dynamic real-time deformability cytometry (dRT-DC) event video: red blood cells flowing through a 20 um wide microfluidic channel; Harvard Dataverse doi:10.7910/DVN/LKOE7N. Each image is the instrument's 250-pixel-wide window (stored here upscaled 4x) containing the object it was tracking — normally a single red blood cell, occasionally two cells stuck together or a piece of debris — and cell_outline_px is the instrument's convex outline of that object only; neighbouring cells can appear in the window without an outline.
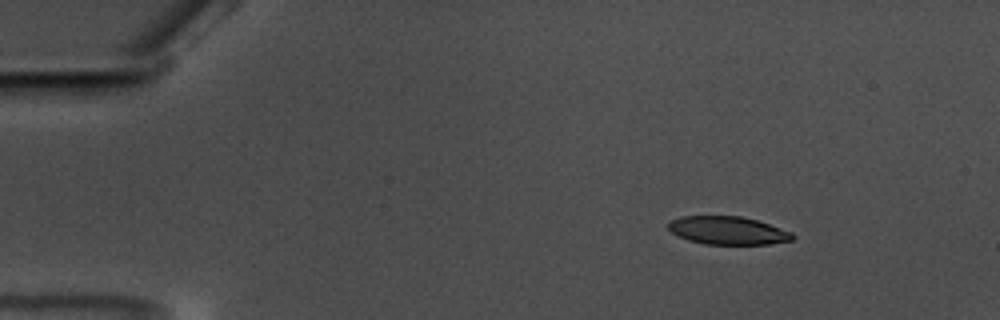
{"species": "common noctule bat (a hibernating species)", "species_latin": "Nyctalus noctula", "temperature_condition": "warm", "stored_images_in_passage": 54, "camera_frame_rate_fps": 3000, "um_per_image_px": 0.085, "animal": {"sex": "male", "body_mass_g": 17.5, "forearm_length_mm": 52.3}, "frame": {"image": 1, "passage_image": 4, "time_ms": 1.0, "image_size_px": [1000, 320], "cell_outline_px": [[796, 236], [792, 240], [768, 244], [704, 244], [688, 240], [672, 232], [668, 228], [668, 220], [680, 216], [740, 216], [756, 220], [792, 232]], "centroid_in_image_um": [61.84, 19.59], "position_along_channel_um": 23.2, "area_um2": 20.29}}
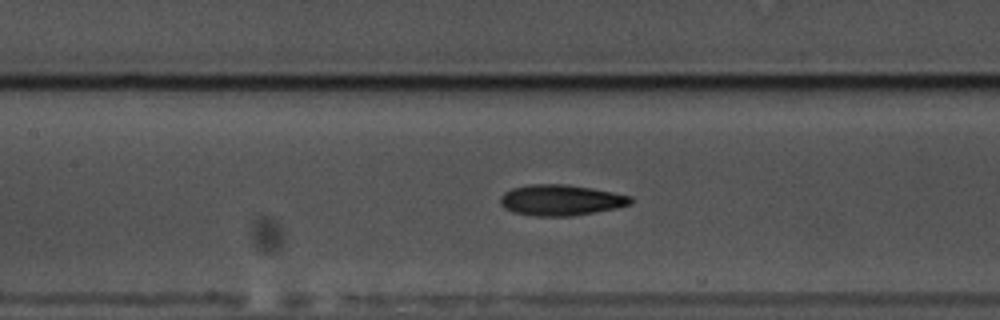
{"frame": {"image": 2, "passage_image": 23, "time_ms": 7.333, "image_size_px": [1000, 320], "cell_outline_px": [[632, 204], [616, 208], [572, 216], [532, 216], [512, 212], [504, 208], [500, 204], [500, 196], [504, 192], [512, 188], [532, 184], [568, 184], [592, 188], [632, 196]], "centroid_in_image_um": [47.65, 17.01], "position_along_channel_um": 159.8, "area_um2": 23.58}}
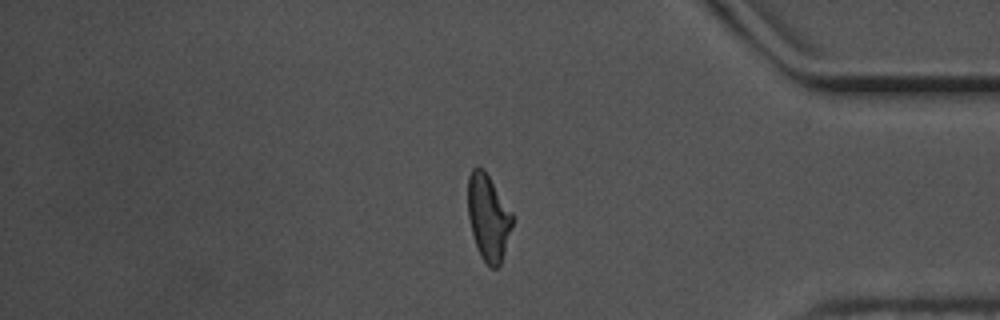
{"frame": {"image": 3, "passage_image": 45, "time_ms": 14.667, "image_size_px": [1000, 320], "cell_outline_px": [[512, 224], [504, 252], [500, 264], [496, 268], [492, 268], [480, 256], [472, 232], [468, 216], [468, 176], [472, 168], [476, 164], [484, 168], [512, 212]], "centroid_in_image_um": [41.48, 18.41], "position_along_channel_um": 393.7, "area_um2": 22.14}, "authors_computed_cell_mechanics": {"area_um2": 22.6287, "velocity_mm_per_s": 3.5138, "shape_relaxation_time_tau1_ms": 2.9947, "shape_relaxation_time_tau2_ms": 3.2684, "deformation_change_tau1": 0.1659, "deformation_change_tau2": 0.1175}}